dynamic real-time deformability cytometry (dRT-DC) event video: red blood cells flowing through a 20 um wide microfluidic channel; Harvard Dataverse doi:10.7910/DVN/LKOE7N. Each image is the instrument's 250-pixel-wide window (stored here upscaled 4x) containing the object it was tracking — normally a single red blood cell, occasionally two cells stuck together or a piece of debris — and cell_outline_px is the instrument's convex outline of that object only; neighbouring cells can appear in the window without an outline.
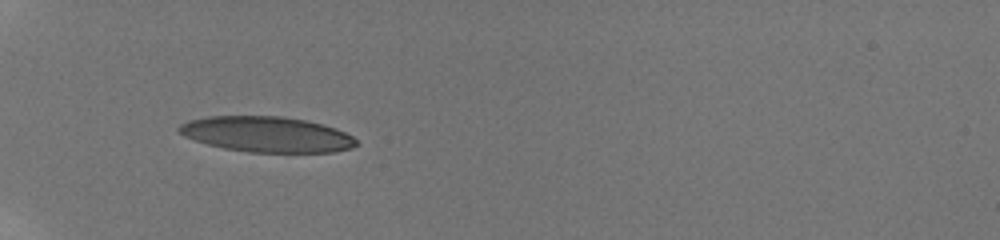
{"species": "human", "species_latin": "Homo sapiens", "temperature_condition": "room temperature", "stored_images_in_passage": 48, "camera_frame_rate_fps": 3000, "um_per_image_px": 0.085, "donor": {"sex": "male"}, "frame": {"image": 1, "passage_image": 1, "time_ms": 0.0, "image_size_px": [1000, 240], "cell_outline_px": [[360, 144], [352, 148], [336, 152], [248, 152], [224, 148], [208, 144], [184, 136], [176, 128], [180, 124], [188, 120], [208, 116], [280, 116], [304, 120], [336, 128], [352, 136]], "centroid_in_image_um": [22.68, 11.42], "position_along_channel_um": 62.3, "area_um2": 36.65}}
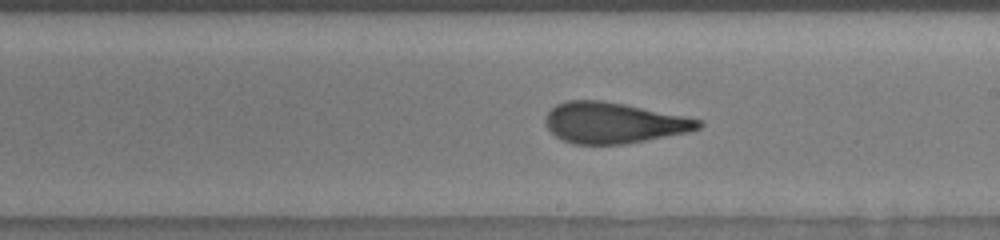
{"frame": {"image": 2, "passage_image": 28, "time_ms": 5.0, "image_size_px": [1000, 240], "cell_outline_px": [[704, 124], [700, 128], [688, 132], [644, 140], [620, 144], [572, 144], [556, 136], [544, 124], [544, 116], [556, 104], [568, 100], [600, 100], [624, 104], [704, 120]], "centroid_in_image_um": [52.13, 10.43], "position_along_channel_um": 236.9, "area_um2": 36.24}}
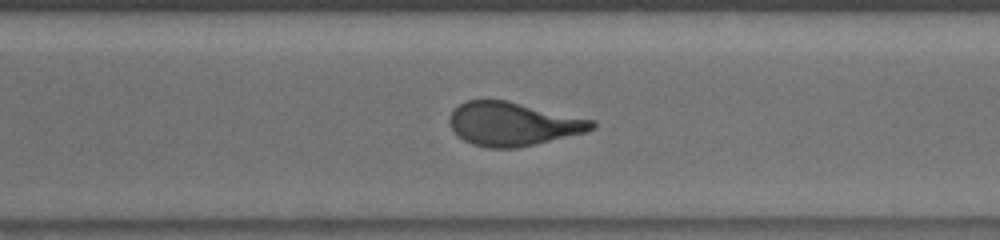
{"frame": {"image": 3, "passage_image": 43, "time_ms": 7.333, "image_size_px": [1000, 240], "cell_outline_px": [[596, 128], [584, 132], [516, 148], [488, 148], [472, 144], [464, 140], [452, 128], [448, 120], [452, 112], [464, 100], [508, 100], [596, 120]], "centroid_in_image_um": [43.62, 10.52], "position_along_channel_um": 327.0, "area_um2": 36.01}}